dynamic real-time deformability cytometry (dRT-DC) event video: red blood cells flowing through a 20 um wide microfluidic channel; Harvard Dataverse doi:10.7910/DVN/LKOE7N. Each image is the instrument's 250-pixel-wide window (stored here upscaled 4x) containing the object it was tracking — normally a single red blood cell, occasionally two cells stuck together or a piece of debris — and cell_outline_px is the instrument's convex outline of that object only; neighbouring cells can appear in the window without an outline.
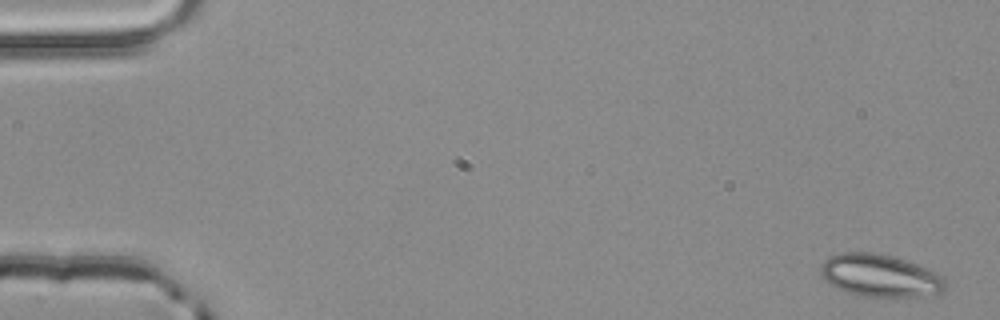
{"species": "common noctule bat (a hibernating species)", "species_latin": "Nyctalus noctula", "temperature_condition": "room temperature", "stored_images_in_passage": 3, "camera_frame_rate_fps": 3000, "um_per_image_px": 0.085, "animal": {"sex": "male", "body_mass_g": 20.4}, "frame": {"image": 1, "passage_image": 1, "time_ms": 0.0, "image_size_px": [1000, 320], "cell_outline_px": [[944, 292], [936, 296], [860, 296], [848, 292], [828, 284], [820, 276], [820, 264], [828, 256], [840, 252], [872, 252], [892, 256], [916, 264], [936, 272], [944, 276]], "centroid_in_image_um": [74.78, 23.42], "position_along_channel_um": 10.2, "area_um2": 31.15}}